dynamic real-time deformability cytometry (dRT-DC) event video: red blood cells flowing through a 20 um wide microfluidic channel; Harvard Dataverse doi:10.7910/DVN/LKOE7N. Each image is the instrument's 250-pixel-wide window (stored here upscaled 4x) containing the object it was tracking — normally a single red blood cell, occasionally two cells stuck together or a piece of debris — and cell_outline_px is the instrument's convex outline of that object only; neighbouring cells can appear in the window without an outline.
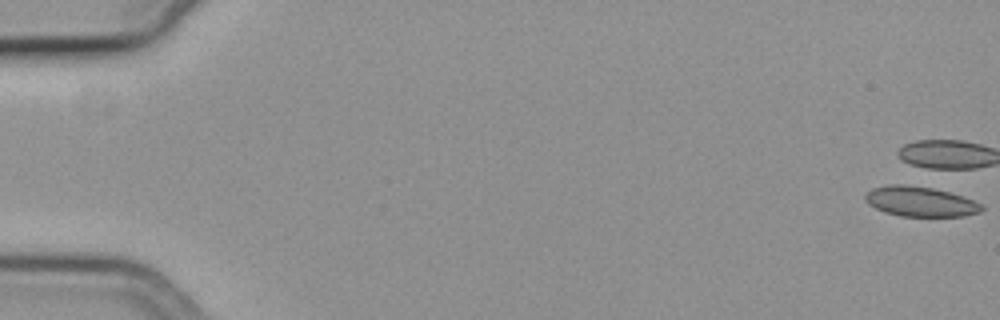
{"species": "common noctule bat (a hibernating species)", "species_latin": "Nyctalus noctula", "temperature_condition": "cold", "stored_images_in_passage": 13, "camera_frame_rate_fps": 3000, "um_per_image_px": 0.085, "animal": {"sex": "female", "body_mass_g": 19.3, "forearm_length_mm": 54.1}, "frame": {"image": 1, "passage_image": 1, "time_ms": 0.0, "image_size_px": [1000, 320], "cell_outline_px": [[984, 208], [980, 212], [964, 216], [900, 216], [884, 212], [868, 204], [864, 200], [864, 196], [872, 188], [888, 184], [904, 184], [932, 188], [948, 192], [972, 200], [980, 204]], "centroid_in_image_um": [78.17, 17.13], "position_along_channel_um": 6.8, "area_um2": 20.23}}